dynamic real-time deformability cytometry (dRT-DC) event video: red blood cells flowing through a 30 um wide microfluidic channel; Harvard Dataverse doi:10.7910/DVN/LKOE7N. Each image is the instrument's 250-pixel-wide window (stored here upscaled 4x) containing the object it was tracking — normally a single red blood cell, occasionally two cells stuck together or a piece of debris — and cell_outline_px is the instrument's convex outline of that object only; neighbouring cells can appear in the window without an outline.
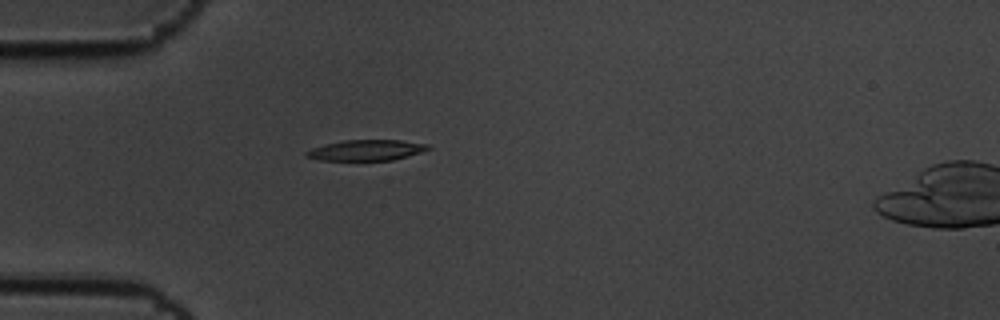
{"species": "common noctule bat (a hibernating species)", "species_latin": "Nyctalus noctula", "temperature_condition": "cold", "stored_images_in_passage": 2, "camera_frame_rate_fps": 3000, "um_per_image_px": 0.085, "animal": {"sex": "male", "body_mass_g": 19.5, "forearm_length_mm": 54.6}, "frame": {"image": 1, "passage_image": 1, "time_ms": 0.0, "image_size_px": [1000, 320], "cell_outline_px": [[432, 148], [408, 156], [392, 160], [320, 160], [304, 156], [304, 152], [312, 148], [324, 144], [344, 140], [400, 140], [428, 144]], "centroid_in_image_um": [31.11, 12.76], "position_along_channel_um": 53.9, "area_um2": 14.68}}